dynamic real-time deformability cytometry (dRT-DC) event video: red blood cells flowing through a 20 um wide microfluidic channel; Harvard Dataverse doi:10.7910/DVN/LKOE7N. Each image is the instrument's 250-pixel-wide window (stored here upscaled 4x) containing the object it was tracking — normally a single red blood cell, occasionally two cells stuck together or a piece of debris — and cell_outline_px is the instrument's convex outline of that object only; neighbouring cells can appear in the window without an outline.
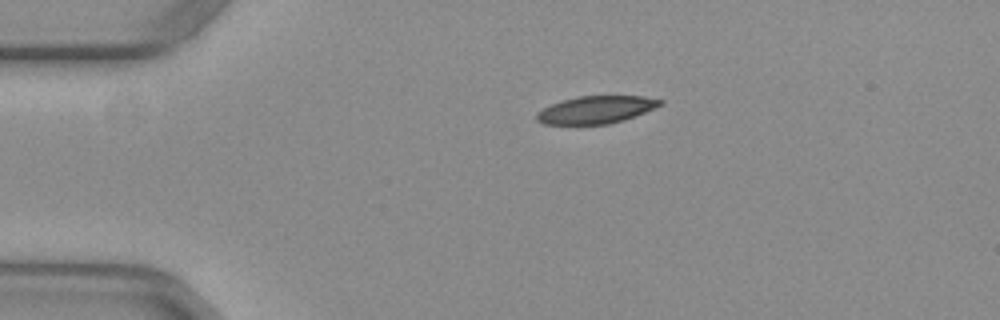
{"species": "common noctule bat (a hibernating species)", "species_latin": "Nyctalus noctula", "temperature_condition": "warm", "stored_images_in_passage": 42, "camera_frame_rate_fps": 3000, "um_per_image_px": 0.085, "animal": {"sex": "female", "body_mass_g": 29.2, "forearm_length_mm": 56.3}, "frame": {"image": 1, "passage_image": 1, "time_ms": 0.0, "image_size_px": [1000, 320], "cell_outline_px": [[664, 104], [624, 120], [608, 124], [544, 124], [536, 120], [536, 112], [552, 104], [564, 100], [580, 96], [644, 96], [664, 100]], "centroid_in_image_um": [50.68, 9.32], "position_along_channel_um": 34.3, "area_um2": 19.65}}
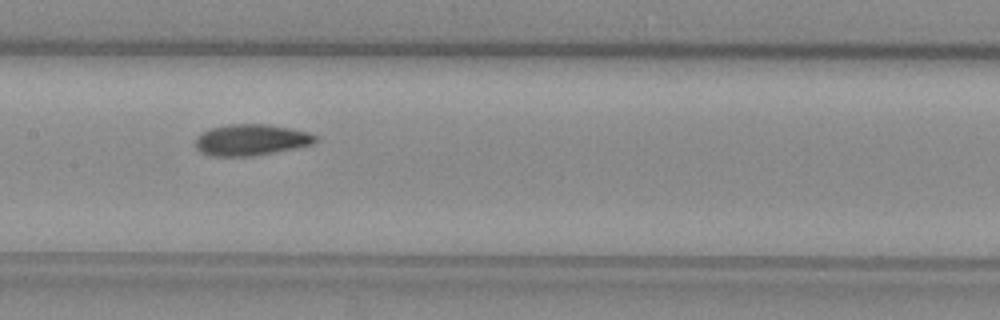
{"frame": {"image": 2, "passage_image": 16, "time_ms": 5.0, "image_size_px": [1000, 320], "cell_outline_px": [[316, 140], [312, 144], [296, 148], [252, 156], [212, 156], [200, 152], [196, 148], [196, 136], [200, 132], [208, 128], [228, 124], [268, 124], [308, 132], [316, 136]], "centroid_in_image_um": [21.28, 11.88], "position_along_channel_um": 186.1, "area_um2": 21.91}}
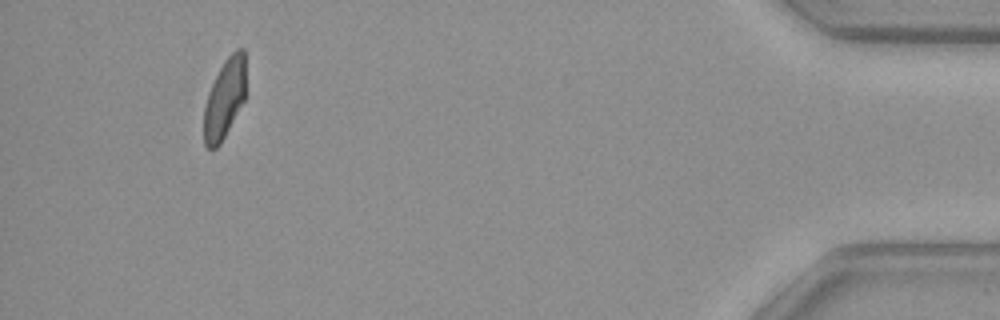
{"frame": {"image": 3, "passage_image": 39, "time_ms": 12.667, "image_size_px": [1000, 320], "cell_outline_px": [[244, 100], [220, 144], [216, 148], [208, 148], [204, 144], [204, 108], [208, 92], [224, 60], [236, 48], [244, 48]], "centroid_in_image_um": [19.07, 8.39], "position_along_channel_um": 416.1, "area_um2": 19.02}, "authors_computed_cell_mechanics": {"area_um2": 21.2993, "velocity_mm_per_s": 3.9397, "shape_relaxation_time_tau1_ms": 8.0028, "shape_relaxation_time_tau2_ms": 3.3237, "deformation_change_tau1": 0.1946, "deformation_change_tau2": 0.0834}}